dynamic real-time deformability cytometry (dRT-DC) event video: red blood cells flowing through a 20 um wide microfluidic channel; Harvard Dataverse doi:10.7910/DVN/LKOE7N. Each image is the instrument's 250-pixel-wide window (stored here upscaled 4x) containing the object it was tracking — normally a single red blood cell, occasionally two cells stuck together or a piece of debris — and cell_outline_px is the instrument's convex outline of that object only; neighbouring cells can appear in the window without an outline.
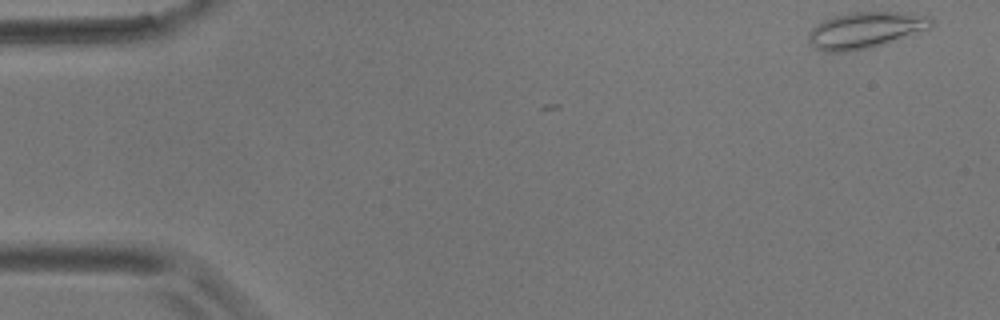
{"species": "common noctule bat (a hibernating species)", "species_latin": "Nyctalus noctula", "temperature_condition": "room temperature", "stored_images_in_passage": 3, "camera_frame_rate_fps": 3000, "um_per_image_px": 0.085, "animal": {"sex": "male", "body_mass_g": 17.9}, "frame": {"image": 1, "passage_image": 1, "time_ms": 0.0, "image_size_px": [1000, 320], "cell_outline_px": [[936, 20], [928, 28], [884, 44], [868, 48], [848, 52], [828, 52], [816, 48], [812, 44], [808, 36], [812, 28], [824, 20], [832, 16], [852, 12], [908, 12], [932, 16]], "centroid_in_image_um": [73.59, 2.54], "position_along_channel_um": 11.4, "area_um2": 25.84}}